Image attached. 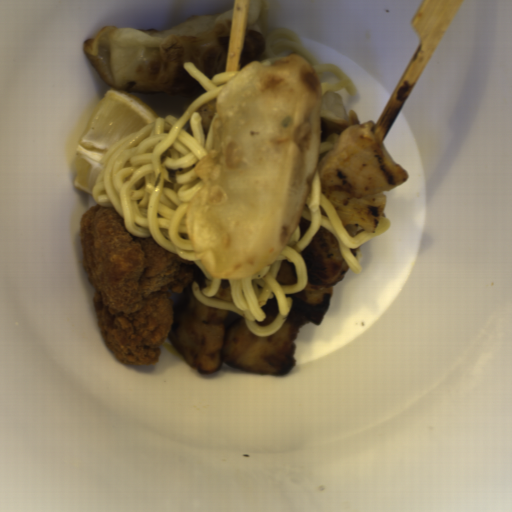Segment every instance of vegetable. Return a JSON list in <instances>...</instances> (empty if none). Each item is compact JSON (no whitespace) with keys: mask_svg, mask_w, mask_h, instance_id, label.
Wrapping results in <instances>:
<instances>
[{"mask_svg":"<svg viewBox=\"0 0 512 512\" xmlns=\"http://www.w3.org/2000/svg\"><path fill=\"white\" fill-rule=\"evenodd\" d=\"M320 188L345 227H358L367 233L378 230L386 214V193L381 191L367 197L351 199L338 192H325L322 184Z\"/></svg>","mask_w":512,"mask_h":512,"instance_id":"vegetable-1","label":"vegetable"},{"mask_svg":"<svg viewBox=\"0 0 512 512\" xmlns=\"http://www.w3.org/2000/svg\"><path fill=\"white\" fill-rule=\"evenodd\" d=\"M332 292V286L309 283L290 297L293 303L290 313L319 326L327 317Z\"/></svg>","mask_w":512,"mask_h":512,"instance_id":"vegetable-2","label":"vegetable"}]
</instances>
